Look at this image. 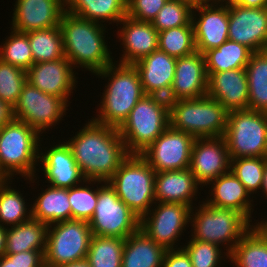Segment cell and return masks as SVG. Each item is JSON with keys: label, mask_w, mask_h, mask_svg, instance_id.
Returning <instances> with one entry per match:
<instances>
[{"label": "cell", "mask_w": 267, "mask_h": 267, "mask_svg": "<svg viewBox=\"0 0 267 267\" xmlns=\"http://www.w3.org/2000/svg\"><path fill=\"white\" fill-rule=\"evenodd\" d=\"M67 142L85 179L108 182L129 156L118 128L92 118Z\"/></svg>", "instance_id": "cell-1"}, {"label": "cell", "mask_w": 267, "mask_h": 267, "mask_svg": "<svg viewBox=\"0 0 267 267\" xmlns=\"http://www.w3.org/2000/svg\"><path fill=\"white\" fill-rule=\"evenodd\" d=\"M59 26L63 35L64 55L73 68L82 67L95 74L113 63L105 39V25L65 11Z\"/></svg>", "instance_id": "cell-2"}, {"label": "cell", "mask_w": 267, "mask_h": 267, "mask_svg": "<svg viewBox=\"0 0 267 267\" xmlns=\"http://www.w3.org/2000/svg\"><path fill=\"white\" fill-rule=\"evenodd\" d=\"M94 75L109 81L102 93L100 106L98 105V115L92 119L97 123L118 128L145 95L138 71L133 64L114 62Z\"/></svg>", "instance_id": "cell-3"}, {"label": "cell", "mask_w": 267, "mask_h": 267, "mask_svg": "<svg viewBox=\"0 0 267 267\" xmlns=\"http://www.w3.org/2000/svg\"><path fill=\"white\" fill-rule=\"evenodd\" d=\"M170 125L169 101L158 95H144L133 107L118 131L129 154H141Z\"/></svg>", "instance_id": "cell-4"}, {"label": "cell", "mask_w": 267, "mask_h": 267, "mask_svg": "<svg viewBox=\"0 0 267 267\" xmlns=\"http://www.w3.org/2000/svg\"><path fill=\"white\" fill-rule=\"evenodd\" d=\"M40 137L34 128L15 118L0 128V164L11 179L19 174L35 183Z\"/></svg>", "instance_id": "cell-5"}, {"label": "cell", "mask_w": 267, "mask_h": 267, "mask_svg": "<svg viewBox=\"0 0 267 267\" xmlns=\"http://www.w3.org/2000/svg\"><path fill=\"white\" fill-rule=\"evenodd\" d=\"M199 205L191 208L190 223L193 227L191 239L209 242L221 248L224 245V250L230 255L253 225L235 210L212 207L204 201Z\"/></svg>", "instance_id": "cell-6"}, {"label": "cell", "mask_w": 267, "mask_h": 267, "mask_svg": "<svg viewBox=\"0 0 267 267\" xmlns=\"http://www.w3.org/2000/svg\"><path fill=\"white\" fill-rule=\"evenodd\" d=\"M228 113L218 101L208 95L169 102L170 126L195 138L223 136Z\"/></svg>", "instance_id": "cell-7"}, {"label": "cell", "mask_w": 267, "mask_h": 267, "mask_svg": "<svg viewBox=\"0 0 267 267\" xmlns=\"http://www.w3.org/2000/svg\"><path fill=\"white\" fill-rule=\"evenodd\" d=\"M155 170L140 154H129L108 181L140 219L155 204Z\"/></svg>", "instance_id": "cell-8"}, {"label": "cell", "mask_w": 267, "mask_h": 267, "mask_svg": "<svg viewBox=\"0 0 267 267\" xmlns=\"http://www.w3.org/2000/svg\"><path fill=\"white\" fill-rule=\"evenodd\" d=\"M223 138L230 159L267 157V113L255 110H233Z\"/></svg>", "instance_id": "cell-9"}, {"label": "cell", "mask_w": 267, "mask_h": 267, "mask_svg": "<svg viewBox=\"0 0 267 267\" xmlns=\"http://www.w3.org/2000/svg\"><path fill=\"white\" fill-rule=\"evenodd\" d=\"M92 232L84 220H67L48 226L45 267H57L86 259Z\"/></svg>", "instance_id": "cell-10"}, {"label": "cell", "mask_w": 267, "mask_h": 267, "mask_svg": "<svg viewBox=\"0 0 267 267\" xmlns=\"http://www.w3.org/2000/svg\"><path fill=\"white\" fill-rule=\"evenodd\" d=\"M93 235L126 239L140 229V218L118 197L109 182L98 187V200L88 222Z\"/></svg>", "instance_id": "cell-11"}, {"label": "cell", "mask_w": 267, "mask_h": 267, "mask_svg": "<svg viewBox=\"0 0 267 267\" xmlns=\"http://www.w3.org/2000/svg\"><path fill=\"white\" fill-rule=\"evenodd\" d=\"M64 99L42 92L28 82L13 108L14 118L27 123L39 134L54 127L66 115L69 106Z\"/></svg>", "instance_id": "cell-12"}, {"label": "cell", "mask_w": 267, "mask_h": 267, "mask_svg": "<svg viewBox=\"0 0 267 267\" xmlns=\"http://www.w3.org/2000/svg\"><path fill=\"white\" fill-rule=\"evenodd\" d=\"M154 205L140 219V229L166 250L178 249V238L190 224L191 207L172 202H156Z\"/></svg>", "instance_id": "cell-13"}, {"label": "cell", "mask_w": 267, "mask_h": 267, "mask_svg": "<svg viewBox=\"0 0 267 267\" xmlns=\"http://www.w3.org/2000/svg\"><path fill=\"white\" fill-rule=\"evenodd\" d=\"M195 139L169 125L140 155L155 172L188 169Z\"/></svg>", "instance_id": "cell-14"}, {"label": "cell", "mask_w": 267, "mask_h": 267, "mask_svg": "<svg viewBox=\"0 0 267 267\" xmlns=\"http://www.w3.org/2000/svg\"><path fill=\"white\" fill-rule=\"evenodd\" d=\"M228 39L245 45L253 52L267 50V7L250 8L227 2Z\"/></svg>", "instance_id": "cell-15"}, {"label": "cell", "mask_w": 267, "mask_h": 267, "mask_svg": "<svg viewBox=\"0 0 267 267\" xmlns=\"http://www.w3.org/2000/svg\"><path fill=\"white\" fill-rule=\"evenodd\" d=\"M195 10L199 14H196ZM192 25L197 51L203 54L208 50L218 48L228 40L229 7L227 2L198 4L192 11Z\"/></svg>", "instance_id": "cell-16"}, {"label": "cell", "mask_w": 267, "mask_h": 267, "mask_svg": "<svg viewBox=\"0 0 267 267\" xmlns=\"http://www.w3.org/2000/svg\"><path fill=\"white\" fill-rule=\"evenodd\" d=\"M196 181L207 184L230 170L226 142L221 137L196 138L192 147L190 166Z\"/></svg>", "instance_id": "cell-17"}, {"label": "cell", "mask_w": 267, "mask_h": 267, "mask_svg": "<svg viewBox=\"0 0 267 267\" xmlns=\"http://www.w3.org/2000/svg\"><path fill=\"white\" fill-rule=\"evenodd\" d=\"M73 69L75 68L66 57L35 63L26 71L27 82L42 92L60 97L68 103L72 90H75L78 84Z\"/></svg>", "instance_id": "cell-18"}, {"label": "cell", "mask_w": 267, "mask_h": 267, "mask_svg": "<svg viewBox=\"0 0 267 267\" xmlns=\"http://www.w3.org/2000/svg\"><path fill=\"white\" fill-rule=\"evenodd\" d=\"M11 29L20 33L60 25L65 0H16Z\"/></svg>", "instance_id": "cell-19"}, {"label": "cell", "mask_w": 267, "mask_h": 267, "mask_svg": "<svg viewBox=\"0 0 267 267\" xmlns=\"http://www.w3.org/2000/svg\"><path fill=\"white\" fill-rule=\"evenodd\" d=\"M208 75L204 55L199 51L177 58L174 81L166 97L169 102L207 95Z\"/></svg>", "instance_id": "cell-20"}, {"label": "cell", "mask_w": 267, "mask_h": 267, "mask_svg": "<svg viewBox=\"0 0 267 267\" xmlns=\"http://www.w3.org/2000/svg\"><path fill=\"white\" fill-rule=\"evenodd\" d=\"M119 23L123 25L119 26L120 30L117 31L120 43L122 41L123 54L116 63L134 64L158 50L159 32L151 22L138 21L126 16Z\"/></svg>", "instance_id": "cell-21"}, {"label": "cell", "mask_w": 267, "mask_h": 267, "mask_svg": "<svg viewBox=\"0 0 267 267\" xmlns=\"http://www.w3.org/2000/svg\"><path fill=\"white\" fill-rule=\"evenodd\" d=\"M47 149L39 152V162L50 186L70 189L85 181L67 142L59 141Z\"/></svg>", "instance_id": "cell-22"}, {"label": "cell", "mask_w": 267, "mask_h": 267, "mask_svg": "<svg viewBox=\"0 0 267 267\" xmlns=\"http://www.w3.org/2000/svg\"><path fill=\"white\" fill-rule=\"evenodd\" d=\"M207 95L218 101L228 112L249 107L248 79L245 69L207 73Z\"/></svg>", "instance_id": "cell-23"}, {"label": "cell", "mask_w": 267, "mask_h": 267, "mask_svg": "<svg viewBox=\"0 0 267 267\" xmlns=\"http://www.w3.org/2000/svg\"><path fill=\"white\" fill-rule=\"evenodd\" d=\"M177 59L161 50L141 58L133 65L138 71L145 95L167 97L171 90Z\"/></svg>", "instance_id": "cell-24"}, {"label": "cell", "mask_w": 267, "mask_h": 267, "mask_svg": "<svg viewBox=\"0 0 267 267\" xmlns=\"http://www.w3.org/2000/svg\"><path fill=\"white\" fill-rule=\"evenodd\" d=\"M207 185H212V189L209 190V192L211 191L209 195L212 197L206 198L207 200L204 199L206 204L212 207L235 210L252 222L254 199H251L245 186L231 170L210 181Z\"/></svg>", "instance_id": "cell-25"}, {"label": "cell", "mask_w": 267, "mask_h": 267, "mask_svg": "<svg viewBox=\"0 0 267 267\" xmlns=\"http://www.w3.org/2000/svg\"><path fill=\"white\" fill-rule=\"evenodd\" d=\"M201 186L188 169L156 172L154 180L155 202H172L193 208V200Z\"/></svg>", "instance_id": "cell-26"}, {"label": "cell", "mask_w": 267, "mask_h": 267, "mask_svg": "<svg viewBox=\"0 0 267 267\" xmlns=\"http://www.w3.org/2000/svg\"><path fill=\"white\" fill-rule=\"evenodd\" d=\"M165 252L139 229L125 239L121 267H162Z\"/></svg>", "instance_id": "cell-27"}, {"label": "cell", "mask_w": 267, "mask_h": 267, "mask_svg": "<svg viewBox=\"0 0 267 267\" xmlns=\"http://www.w3.org/2000/svg\"><path fill=\"white\" fill-rule=\"evenodd\" d=\"M41 192L33 205H29L32 207L33 219L46 223L48 226L72 220L68 189L48 185V188Z\"/></svg>", "instance_id": "cell-28"}, {"label": "cell", "mask_w": 267, "mask_h": 267, "mask_svg": "<svg viewBox=\"0 0 267 267\" xmlns=\"http://www.w3.org/2000/svg\"><path fill=\"white\" fill-rule=\"evenodd\" d=\"M66 11L103 25L119 22L126 17L127 0H65ZM111 21V22H110Z\"/></svg>", "instance_id": "cell-29"}, {"label": "cell", "mask_w": 267, "mask_h": 267, "mask_svg": "<svg viewBox=\"0 0 267 267\" xmlns=\"http://www.w3.org/2000/svg\"><path fill=\"white\" fill-rule=\"evenodd\" d=\"M48 225L36 219H29L6 232L5 254L21 253L30 250H45Z\"/></svg>", "instance_id": "cell-30"}, {"label": "cell", "mask_w": 267, "mask_h": 267, "mask_svg": "<svg viewBox=\"0 0 267 267\" xmlns=\"http://www.w3.org/2000/svg\"><path fill=\"white\" fill-rule=\"evenodd\" d=\"M254 52L245 45L232 40L225 41L218 48L203 53L207 73L245 69Z\"/></svg>", "instance_id": "cell-31"}, {"label": "cell", "mask_w": 267, "mask_h": 267, "mask_svg": "<svg viewBox=\"0 0 267 267\" xmlns=\"http://www.w3.org/2000/svg\"><path fill=\"white\" fill-rule=\"evenodd\" d=\"M249 110L267 113V50L254 52L245 67Z\"/></svg>", "instance_id": "cell-32"}, {"label": "cell", "mask_w": 267, "mask_h": 267, "mask_svg": "<svg viewBox=\"0 0 267 267\" xmlns=\"http://www.w3.org/2000/svg\"><path fill=\"white\" fill-rule=\"evenodd\" d=\"M229 261L236 267H267V242L252 227L234 247Z\"/></svg>", "instance_id": "cell-33"}, {"label": "cell", "mask_w": 267, "mask_h": 267, "mask_svg": "<svg viewBox=\"0 0 267 267\" xmlns=\"http://www.w3.org/2000/svg\"><path fill=\"white\" fill-rule=\"evenodd\" d=\"M31 46L33 64L64 58L60 26L26 32Z\"/></svg>", "instance_id": "cell-34"}, {"label": "cell", "mask_w": 267, "mask_h": 267, "mask_svg": "<svg viewBox=\"0 0 267 267\" xmlns=\"http://www.w3.org/2000/svg\"><path fill=\"white\" fill-rule=\"evenodd\" d=\"M11 182L0 183V225L5 228L32 218L31 207L27 210L25 197L19 190L11 188Z\"/></svg>", "instance_id": "cell-35"}, {"label": "cell", "mask_w": 267, "mask_h": 267, "mask_svg": "<svg viewBox=\"0 0 267 267\" xmlns=\"http://www.w3.org/2000/svg\"><path fill=\"white\" fill-rule=\"evenodd\" d=\"M125 239L93 235L86 260L90 267H121Z\"/></svg>", "instance_id": "cell-36"}, {"label": "cell", "mask_w": 267, "mask_h": 267, "mask_svg": "<svg viewBox=\"0 0 267 267\" xmlns=\"http://www.w3.org/2000/svg\"><path fill=\"white\" fill-rule=\"evenodd\" d=\"M158 49L176 59L197 51L193 26L174 27L159 32Z\"/></svg>", "instance_id": "cell-37"}, {"label": "cell", "mask_w": 267, "mask_h": 267, "mask_svg": "<svg viewBox=\"0 0 267 267\" xmlns=\"http://www.w3.org/2000/svg\"><path fill=\"white\" fill-rule=\"evenodd\" d=\"M266 163L267 157L234 158L230 159V170L252 196L261 191Z\"/></svg>", "instance_id": "cell-38"}, {"label": "cell", "mask_w": 267, "mask_h": 267, "mask_svg": "<svg viewBox=\"0 0 267 267\" xmlns=\"http://www.w3.org/2000/svg\"><path fill=\"white\" fill-rule=\"evenodd\" d=\"M96 182L98 185L103 183L102 181L85 179L81 185L79 184L68 189L72 220H84L89 222L93 217L98 200V185L96 189H94V186L91 189L89 185H94Z\"/></svg>", "instance_id": "cell-39"}, {"label": "cell", "mask_w": 267, "mask_h": 267, "mask_svg": "<svg viewBox=\"0 0 267 267\" xmlns=\"http://www.w3.org/2000/svg\"><path fill=\"white\" fill-rule=\"evenodd\" d=\"M10 35L0 46V59L27 71L33 65L31 46L26 33L11 29Z\"/></svg>", "instance_id": "cell-40"}, {"label": "cell", "mask_w": 267, "mask_h": 267, "mask_svg": "<svg viewBox=\"0 0 267 267\" xmlns=\"http://www.w3.org/2000/svg\"><path fill=\"white\" fill-rule=\"evenodd\" d=\"M192 11L193 7L187 3L168 0L151 23L158 32L174 27L193 26Z\"/></svg>", "instance_id": "cell-41"}, {"label": "cell", "mask_w": 267, "mask_h": 267, "mask_svg": "<svg viewBox=\"0 0 267 267\" xmlns=\"http://www.w3.org/2000/svg\"><path fill=\"white\" fill-rule=\"evenodd\" d=\"M26 82L25 70L0 59V100L14 108Z\"/></svg>", "instance_id": "cell-42"}, {"label": "cell", "mask_w": 267, "mask_h": 267, "mask_svg": "<svg viewBox=\"0 0 267 267\" xmlns=\"http://www.w3.org/2000/svg\"><path fill=\"white\" fill-rule=\"evenodd\" d=\"M186 244L182 248L190 256L193 267H221L222 259L223 262L225 261V256L226 259H229L228 253L223 252L218 245L193 239H189Z\"/></svg>", "instance_id": "cell-43"}, {"label": "cell", "mask_w": 267, "mask_h": 267, "mask_svg": "<svg viewBox=\"0 0 267 267\" xmlns=\"http://www.w3.org/2000/svg\"><path fill=\"white\" fill-rule=\"evenodd\" d=\"M168 0H127L126 16L152 22Z\"/></svg>", "instance_id": "cell-44"}, {"label": "cell", "mask_w": 267, "mask_h": 267, "mask_svg": "<svg viewBox=\"0 0 267 267\" xmlns=\"http://www.w3.org/2000/svg\"><path fill=\"white\" fill-rule=\"evenodd\" d=\"M45 250H30L0 257V267H45Z\"/></svg>", "instance_id": "cell-45"}, {"label": "cell", "mask_w": 267, "mask_h": 267, "mask_svg": "<svg viewBox=\"0 0 267 267\" xmlns=\"http://www.w3.org/2000/svg\"><path fill=\"white\" fill-rule=\"evenodd\" d=\"M162 267H193L190 256L182 248L166 250Z\"/></svg>", "instance_id": "cell-46"}, {"label": "cell", "mask_w": 267, "mask_h": 267, "mask_svg": "<svg viewBox=\"0 0 267 267\" xmlns=\"http://www.w3.org/2000/svg\"><path fill=\"white\" fill-rule=\"evenodd\" d=\"M14 119L13 108L0 100V128Z\"/></svg>", "instance_id": "cell-47"}, {"label": "cell", "mask_w": 267, "mask_h": 267, "mask_svg": "<svg viewBox=\"0 0 267 267\" xmlns=\"http://www.w3.org/2000/svg\"><path fill=\"white\" fill-rule=\"evenodd\" d=\"M226 2L236 3L240 6L250 8L267 7V0H226Z\"/></svg>", "instance_id": "cell-48"}, {"label": "cell", "mask_w": 267, "mask_h": 267, "mask_svg": "<svg viewBox=\"0 0 267 267\" xmlns=\"http://www.w3.org/2000/svg\"><path fill=\"white\" fill-rule=\"evenodd\" d=\"M253 228L262 236V238L267 242V220H261L260 222H255Z\"/></svg>", "instance_id": "cell-49"}, {"label": "cell", "mask_w": 267, "mask_h": 267, "mask_svg": "<svg viewBox=\"0 0 267 267\" xmlns=\"http://www.w3.org/2000/svg\"><path fill=\"white\" fill-rule=\"evenodd\" d=\"M7 228L0 225V257L5 255Z\"/></svg>", "instance_id": "cell-50"}, {"label": "cell", "mask_w": 267, "mask_h": 267, "mask_svg": "<svg viewBox=\"0 0 267 267\" xmlns=\"http://www.w3.org/2000/svg\"><path fill=\"white\" fill-rule=\"evenodd\" d=\"M57 267H90V266H89L88 261L84 259V260L73 262V263L62 264Z\"/></svg>", "instance_id": "cell-51"}, {"label": "cell", "mask_w": 267, "mask_h": 267, "mask_svg": "<svg viewBox=\"0 0 267 267\" xmlns=\"http://www.w3.org/2000/svg\"><path fill=\"white\" fill-rule=\"evenodd\" d=\"M261 190L262 191H260V192H262L263 195L267 199V163H266L265 168H264V174H263V181H262Z\"/></svg>", "instance_id": "cell-52"}, {"label": "cell", "mask_w": 267, "mask_h": 267, "mask_svg": "<svg viewBox=\"0 0 267 267\" xmlns=\"http://www.w3.org/2000/svg\"><path fill=\"white\" fill-rule=\"evenodd\" d=\"M226 0H194V7L198 4L223 3Z\"/></svg>", "instance_id": "cell-53"}, {"label": "cell", "mask_w": 267, "mask_h": 267, "mask_svg": "<svg viewBox=\"0 0 267 267\" xmlns=\"http://www.w3.org/2000/svg\"><path fill=\"white\" fill-rule=\"evenodd\" d=\"M12 180L2 169V166L0 164V183H5L7 181Z\"/></svg>", "instance_id": "cell-54"}, {"label": "cell", "mask_w": 267, "mask_h": 267, "mask_svg": "<svg viewBox=\"0 0 267 267\" xmlns=\"http://www.w3.org/2000/svg\"><path fill=\"white\" fill-rule=\"evenodd\" d=\"M173 1L184 2V3H187L188 5H190L194 8V0H173Z\"/></svg>", "instance_id": "cell-55"}]
</instances>
